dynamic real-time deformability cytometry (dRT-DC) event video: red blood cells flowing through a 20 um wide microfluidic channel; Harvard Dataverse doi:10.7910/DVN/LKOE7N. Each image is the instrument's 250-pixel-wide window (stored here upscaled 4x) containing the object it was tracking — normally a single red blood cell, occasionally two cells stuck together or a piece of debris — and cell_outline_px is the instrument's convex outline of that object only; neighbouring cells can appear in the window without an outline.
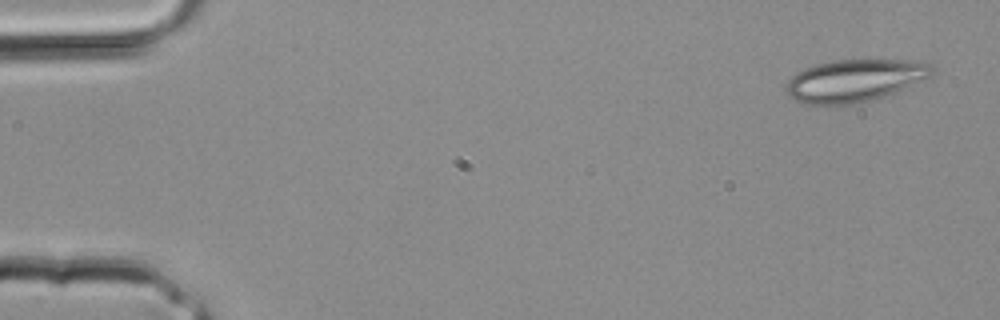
{"species": "common noctule bat (a hibernating species)", "species_latin": "Nyctalus noctula", "temperature_condition": "room temperature", "stored_images_in_passage": 2, "camera_frame_rate_fps": 3000, "um_per_image_px": 0.085, "animal": {"sex": "male", "body_mass_g": 20.4}, "frame": {"image": 1, "passage_image": 2, "time_ms": 0.333, "image_size_px": [1000, 320], "cell_outline_px": [[936, 72], [932, 76], [896, 92], [872, 100], [856, 104], [800, 104], [792, 100], [788, 96], [788, 80], [796, 72], [804, 68], [816, 64], [832, 60], [924, 60], [936, 64]], "centroid_in_image_um": [72.73, 6.83], "position_along_channel_um": 12.3, "area_um2": 36.65}}